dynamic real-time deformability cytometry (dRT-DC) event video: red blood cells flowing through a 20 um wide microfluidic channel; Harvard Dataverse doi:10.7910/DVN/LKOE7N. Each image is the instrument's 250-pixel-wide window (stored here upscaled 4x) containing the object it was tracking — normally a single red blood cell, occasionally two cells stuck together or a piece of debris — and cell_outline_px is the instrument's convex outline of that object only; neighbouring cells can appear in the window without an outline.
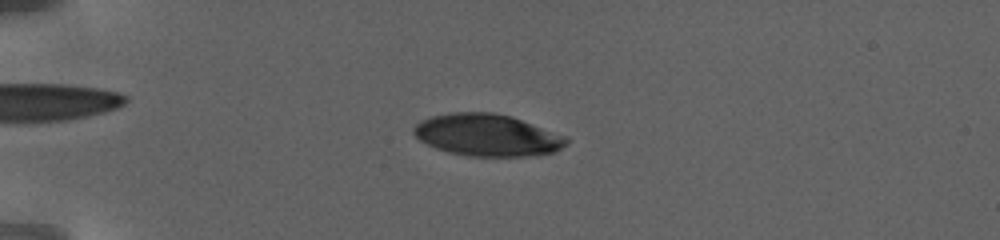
{"species": "human", "species_latin": "Homo sapiens", "temperature_condition": "warm", "stored_images_in_passage": 58, "camera_frame_rate_fps": 3000, "um_per_image_px": 0.085, "donor": {"sex": "female"}, "frame": {"image": 1, "passage_image": 16, "time_ms": 6.667, "image_size_px": [1000, 240], "cell_outline_px": [[568, 144], [552, 152], [536, 156], [468, 156], [448, 152], [436, 148], [420, 140], [412, 132], [412, 128], [420, 120], [432, 116], [452, 112], [492, 112], [512, 116], [568, 136]], "centroid_in_image_um": [41.43, 11.48], "position_along_channel_um": 43.6, "area_um2": 37.63}}
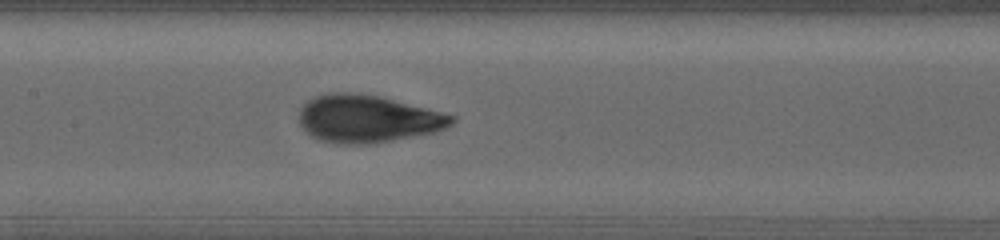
{"frame": {"image": 2, "passage_image": 31, "time_ms": 13.0, "image_size_px": [1000, 240], "cell_outline_px": [[456, 120], [452, 124], [436, 132], [376, 144], [340, 144], [320, 140], [312, 136], [300, 124], [300, 108], [308, 100], [324, 92], [356, 92], [380, 96], [456, 116]], "centroid_in_image_um": [31.25, 10.1], "position_along_channel_um": 176.1, "area_um2": 42.48}}
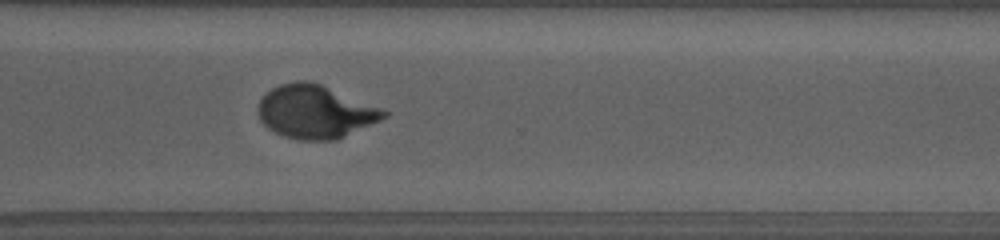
{"frame": {"image": 3, "passage_image": 45, "time_ms": 19.0, "image_size_px": [1000, 240], "cell_outline_px": [[388, 116], [380, 120], [336, 140], [300, 140], [284, 136], [268, 128], [260, 120], [256, 108], [260, 100], [272, 88], [280, 84], [300, 80], [308, 80], [320, 84], [380, 108], [388, 112]], "centroid_in_image_um": [26.76, 9.5], "position_along_channel_um": 343.8, "area_um2": 38.55}, "authors_computed_cell_mechanics": {"area_um2": 38.7838, "velocity_mm_per_s": 2.8, "shape_relaxation_time_tau1_ms": 5.0472, "shape_relaxation_time_tau2_ms": null, "deformation_change_tau1": 0.2158, "deformation_change_tau2": null}}